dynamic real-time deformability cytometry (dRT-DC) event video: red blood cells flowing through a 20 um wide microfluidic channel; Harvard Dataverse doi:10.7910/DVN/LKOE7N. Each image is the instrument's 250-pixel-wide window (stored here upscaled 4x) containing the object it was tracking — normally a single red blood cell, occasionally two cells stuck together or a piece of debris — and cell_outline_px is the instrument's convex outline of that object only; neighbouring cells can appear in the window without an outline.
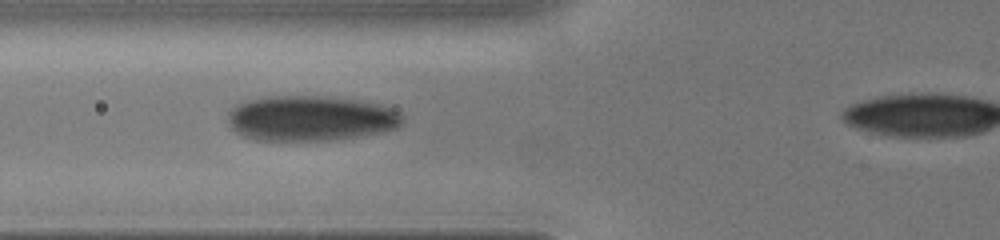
{"species": "human", "species_latin": "Homo sapiens", "temperature_condition": "cold", "stored_images_in_passage": 6, "camera_frame_rate_fps": 3000, "um_per_image_px": 0.085, "donor": {"sex": "male"}, "frame": {"image": 1, "passage_image": 4, "time_ms": 2.0, "image_size_px": [1000, 240], "cell_outline_px": [[404, 120], [400, 128], [380, 132], [356, 136], [328, 140], [256, 140], [244, 136], [236, 132], [232, 128], [228, 120], [228, 112], [236, 104], [248, 100], [268, 96], [328, 96], [356, 100], [380, 104], [392, 108], [400, 112], [404, 116]], "centroid_in_image_um": [26.42, 10.04], "position_along_channel_um": 99.4, "area_um2": 46.18}}
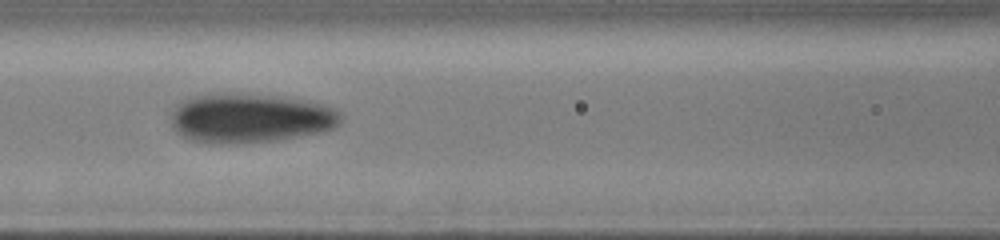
{"frame": {"image": 2, "passage_image": 5, "time_ms": 3.0, "image_size_px": [1000, 240], "cell_outline_px": [[340, 120], [332, 128], [316, 132], [272, 140], [236, 144], [232, 144], [192, 140], [176, 132], [172, 124], [172, 112], [176, 104], [184, 100], [196, 96], [212, 92], [224, 92], [284, 96], [320, 104], [332, 108], [340, 116]], "centroid_in_image_um": [21.17, 10.01], "position_along_channel_um": 145.4, "area_um2": 48.21}}
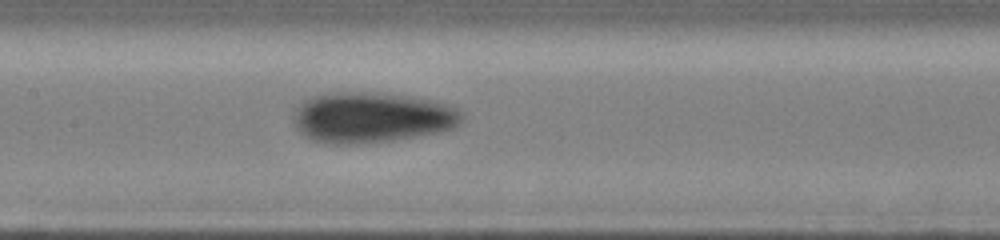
{"frame": {"image": 3, "passage_image": 6, "time_ms": 3.667, "image_size_px": [1000, 240], "cell_outline_px": [[464, 116], [460, 124], [452, 128], [440, 132], [388, 140], [356, 144], [328, 144], [312, 140], [304, 136], [300, 132], [292, 120], [292, 116], [296, 108], [304, 100], [312, 96], [324, 92], [380, 92], [412, 96], [452, 104], [460, 108]], "centroid_in_image_um": [31.6, 9.96], "position_along_channel_um": 175.8, "area_um2": 50.34}}